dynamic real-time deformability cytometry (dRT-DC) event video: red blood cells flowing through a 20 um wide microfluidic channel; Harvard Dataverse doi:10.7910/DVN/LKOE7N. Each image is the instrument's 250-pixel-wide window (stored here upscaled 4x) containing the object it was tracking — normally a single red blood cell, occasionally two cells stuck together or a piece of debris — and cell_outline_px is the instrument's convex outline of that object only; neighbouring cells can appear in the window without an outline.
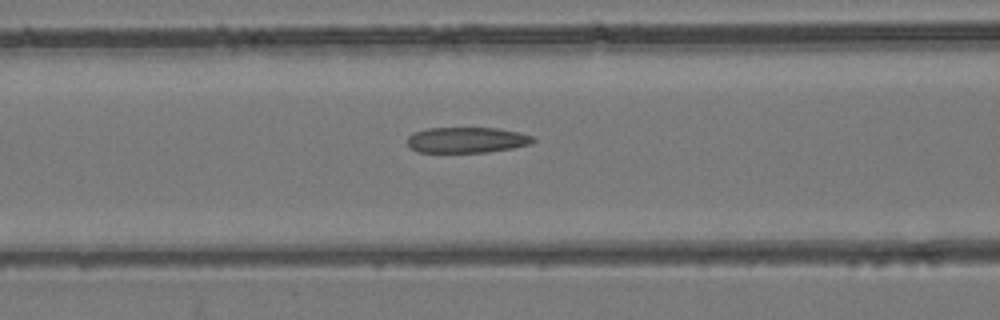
{"species": "common noctule bat (a hibernating species)", "species_latin": "Nyctalus noctula", "temperature_condition": "room temperature", "stored_images_in_passage": 44, "camera_frame_rate_fps": 3000, "um_per_image_px": 0.085, "animal": {"sex": "female", "body_mass_g": 24.6, "forearm_length_mm": 56.2}, "frame": {"image": 1, "passage_image": 17, "time_ms": 5.333, "image_size_px": [1000, 320], "cell_outline_px": [[536, 140], [532, 144], [512, 148], [488, 152], [416, 152], [408, 144], [408, 136], [416, 132], [428, 128], [496, 128], [520, 132], [532, 136]], "centroid_in_image_um": [39.72, 11.9], "position_along_channel_um": 126.9, "area_um2": 18.79}}
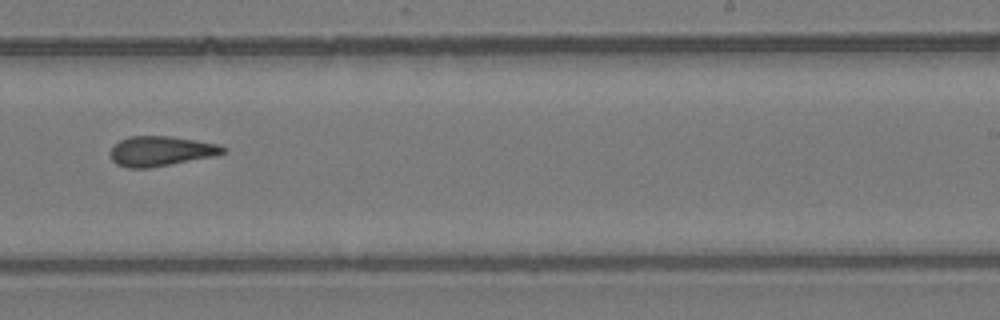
{"frame": {"image": 2, "passage_image": 27, "time_ms": 8.667, "image_size_px": [1000, 320], "cell_outline_px": [[228, 152], [216, 156], [148, 168], [128, 168], [116, 164], [112, 160], [112, 148], [120, 140], [128, 136], [168, 136], [196, 140], [220, 144], [228, 148]], "centroid_in_image_um": [13.75, 12.84], "position_along_channel_um": 275.2, "area_um2": 19.71}}
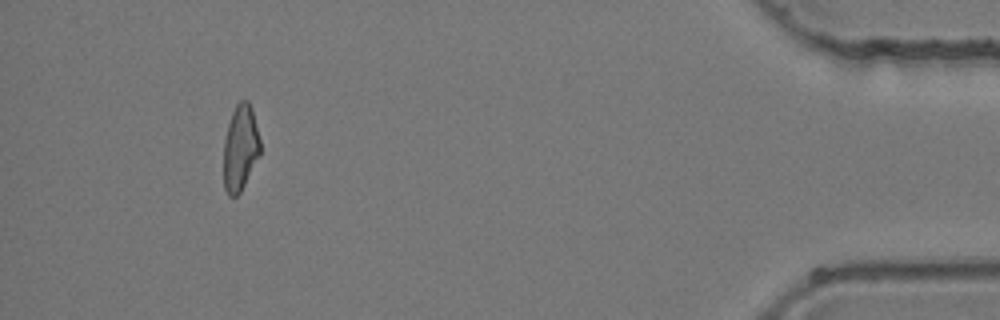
{"frame": {"image": 3, "passage_image": 41, "time_ms": 13.333, "image_size_px": [1000, 320], "cell_outline_px": [[260, 156], [240, 192], [236, 196], [228, 196], [224, 188], [224, 140], [228, 124], [232, 112], [236, 104], [240, 100], [248, 100], [252, 108], [260, 140]], "centroid_in_image_um": [20.43, 12.57], "position_along_channel_um": 414.8, "area_um2": 18.38}}